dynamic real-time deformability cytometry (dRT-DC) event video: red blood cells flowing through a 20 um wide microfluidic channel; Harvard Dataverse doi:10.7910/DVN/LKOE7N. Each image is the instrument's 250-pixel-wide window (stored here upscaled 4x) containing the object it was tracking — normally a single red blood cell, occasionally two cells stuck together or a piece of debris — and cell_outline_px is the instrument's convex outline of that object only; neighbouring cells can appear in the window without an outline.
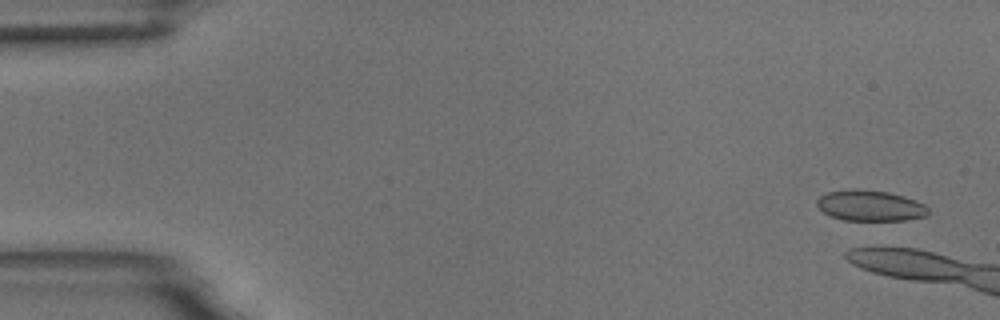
{"species": "common noctule bat (a hibernating species)", "species_latin": "Nyctalus noctula", "temperature_condition": "room temperature", "stored_images_in_passage": 5, "camera_frame_rate_fps": 3000, "um_per_image_px": 0.085, "animal": {"sex": "male", "body_mass_g": 18.8}, "frame": {"image": 1, "passage_image": 3, "time_ms": 0.667, "image_size_px": [1000, 320], "cell_outline_px": [[928, 216], [904, 220], [844, 220], [832, 216], [824, 212], [816, 204], [816, 200], [820, 196], [828, 192], [852, 188], [856, 188], [888, 192], [904, 196], [916, 200], [924, 204], [928, 208]], "centroid_in_image_um": [73.98, 17.47], "position_along_channel_um": 11.0, "area_um2": 20.0}}